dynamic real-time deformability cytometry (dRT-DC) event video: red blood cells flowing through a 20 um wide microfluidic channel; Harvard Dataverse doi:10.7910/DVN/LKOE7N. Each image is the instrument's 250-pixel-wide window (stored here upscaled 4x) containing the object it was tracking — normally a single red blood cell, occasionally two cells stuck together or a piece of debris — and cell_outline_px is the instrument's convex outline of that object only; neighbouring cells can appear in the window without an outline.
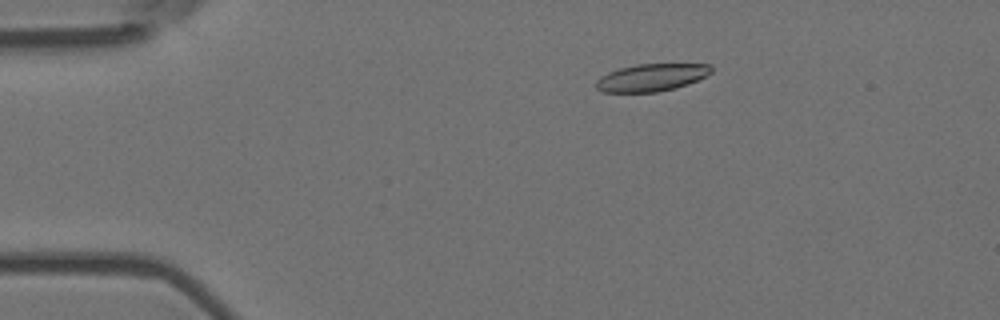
{"species": "Egyptian fruit bat (a non-hibernating species)", "species_latin": "Rousettus aegyptiacus", "temperature_condition": "room temperature", "stored_images_in_passage": 7, "camera_frame_rate_fps": 3000, "um_per_image_px": 0.085, "animal": {"sex": "female"}, "frame": {"image": 1, "passage_image": 3, "time_ms": 0.667, "image_size_px": [1000, 320], "cell_outline_px": [[712, 72], [700, 80], [676, 88], [656, 92], [600, 92], [596, 88], [596, 80], [600, 76], [608, 72], [620, 68], [636, 64], [712, 64]], "centroid_in_image_um": [55.39, 6.59], "position_along_channel_um": 29.6, "area_um2": 18.61}}
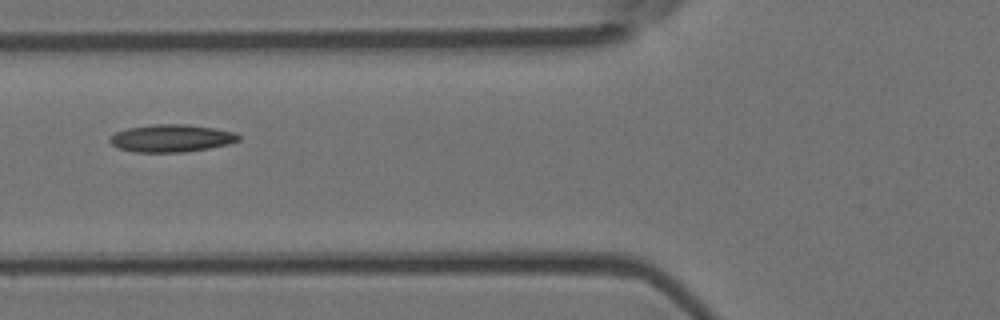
{"frame": {"image": 2, "passage_image": 6, "time_ms": 1.667, "image_size_px": [1000, 320], "cell_outline_px": [[240, 140], [228, 144], [208, 148], [184, 152], [136, 152], [116, 148], [108, 140], [108, 136], [116, 132], [128, 128], [152, 124], [188, 124], [216, 128], [236, 132], [240, 136]], "centroid_in_image_um": [14.55, 11.74], "position_along_channel_um": 111.2, "area_um2": 20.87}}
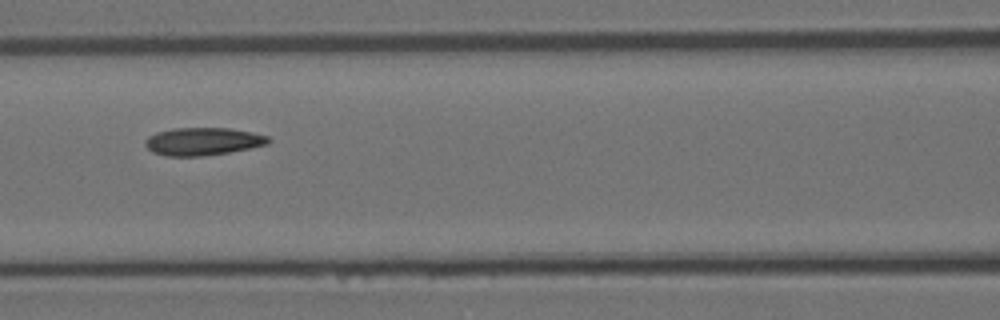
{"frame": {"image": 3, "passage_image": 7, "time_ms": 2.0, "image_size_px": [1000, 320], "cell_outline_px": [[272, 140], [268, 144], [228, 152], [204, 156], [164, 156], [152, 152], [144, 144], [144, 140], [148, 136], [156, 132], [172, 128], [228, 128], [252, 132], [268, 136]], "centroid_in_image_um": [17.21, 12.02], "position_along_channel_um": 149.4, "area_um2": 20.0}}